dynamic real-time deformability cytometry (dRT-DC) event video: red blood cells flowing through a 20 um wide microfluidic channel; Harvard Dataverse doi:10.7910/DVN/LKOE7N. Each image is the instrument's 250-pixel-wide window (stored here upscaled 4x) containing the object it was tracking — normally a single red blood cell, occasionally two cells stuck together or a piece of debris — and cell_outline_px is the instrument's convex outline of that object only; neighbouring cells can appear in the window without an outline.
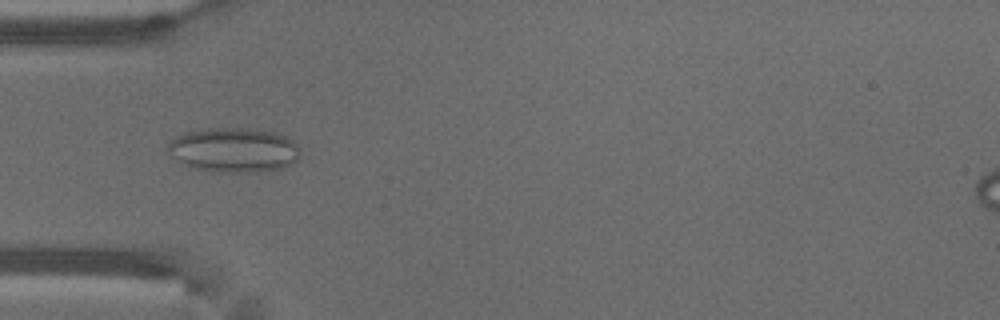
{"species": "common noctule bat (a hibernating species)", "species_latin": "Nyctalus noctula", "temperature_condition": "warm", "stored_images_in_passage": 54, "camera_frame_rate_fps": 3000, "um_per_image_px": 0.085, "animal": {"sex": "male", "body_mass_g": 18.8}, "frame": {"image": 1, "passage_image": 17, "time_ms": 5.333, "image_size_px": [1000, 320], "cell_outline_px": [[300, 156], [296, 160], [284, 168], [276, 172], [212, 172], [188, 168], [176, 160], [172, 156], [168, 148], [168, 144], [176, 136], [188, 132], [208, 128], [248, 128], [280, 132], [288, 136], [300, 148]], "centroid_in_image_um": [19.93, 12.77], "position_along_channel_um": 65.1, "area_um2": 35.2}}
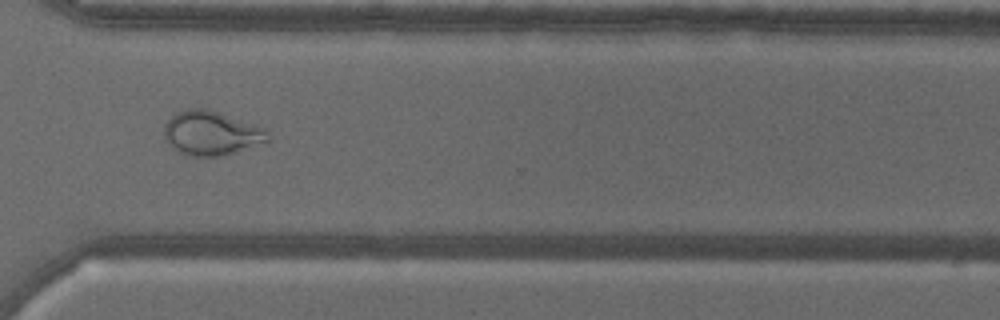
{"frame": {"image": 2, "passage_image": 40, "time_ms": 13.0, "image_size_px": [1000, 320], "cell_outline_px": [[272, 140], [224, 156], [188, 156], [176, 152], [164, 136], [164, 124], [176, 112], [188, 108], [208, 108], [256, 124], [264, 128], [272, 136]], "centroid_in_image_um": [17.99, 11.31], "position_along_channel_um": 352.6, "area_um2": 27.22}}
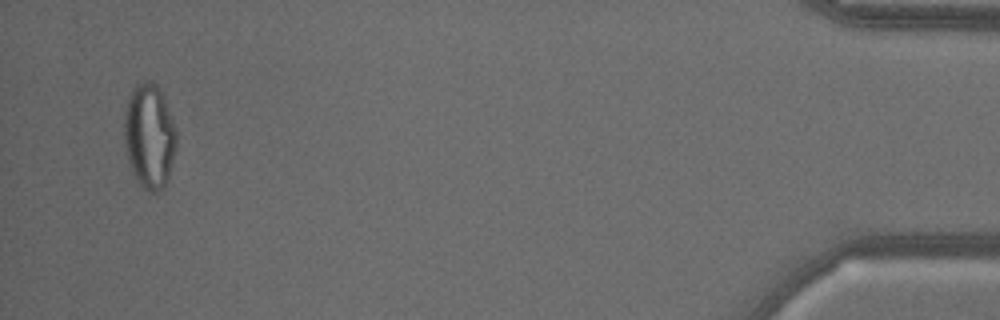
{"frame": {"image": 3, "passage_image": 52, "time_ms": 17.0, "image_size_px": [1000, 320], "cell_outline_px": [[176, 148], [168, 176], [164, 188], [156, 192], [148, 192], [136, 180], [128, 160], [124, 140], [124, 112], [128, 96], [132, 88], [140, 80], [152, 80], [156, 84], [164, 100], [176, 128]], "centroid_in_image_um": [12.67, 11.54], "position_along_channel_um": 422.5, "area_um2": 31.96}, "authors_computed_cell_mechanics": {"area_um2": 29.6225, "velocity_mm_per_s": 3.7465, "shape_relaxation_time_tau1_ms": null, "shape_relaxation_time_tau2_ms": 1.0823, "deformation_change_tau1": null, "deformation_change_tau2": 0.0884}}